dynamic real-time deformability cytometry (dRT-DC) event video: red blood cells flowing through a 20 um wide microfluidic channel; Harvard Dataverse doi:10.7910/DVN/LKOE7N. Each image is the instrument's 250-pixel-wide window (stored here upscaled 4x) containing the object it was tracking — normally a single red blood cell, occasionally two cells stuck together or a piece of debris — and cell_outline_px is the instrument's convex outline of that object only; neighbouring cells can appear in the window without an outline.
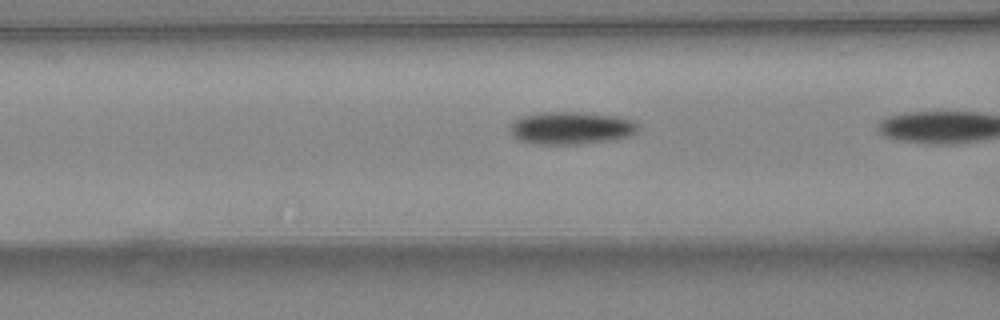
{"species": "common noctule bat (a hibernating species)", "species_latin": "Nyctalus noctula", "temperature_condition": "warm", "stored_images_in_passage": 17, "camera_frame_rate_fps": 3000, "um_per_image_px": 0.085, "animal": {"sex": "female", "body_mass_g": 24.6, "forearm_length_mm": 56.2}, "frame": {"image": 1, "passage_image": 16, "time_ms": 5.0, "image_size_px": [1000, 320], "cell_outline_px": [[640, 128], [632, 136], [612, 140], [580, 144], [532, 144], [516, 140], [508, 132], [508, 128], [512, 120], [520, 116], [544, 112], [580, 112], [616, 116], [632, 120], [640, 124]], "centroid_in_image_um": [48.5, 10.89], "position_along_channel_um": 118.1, "area_um2": 24.97}}